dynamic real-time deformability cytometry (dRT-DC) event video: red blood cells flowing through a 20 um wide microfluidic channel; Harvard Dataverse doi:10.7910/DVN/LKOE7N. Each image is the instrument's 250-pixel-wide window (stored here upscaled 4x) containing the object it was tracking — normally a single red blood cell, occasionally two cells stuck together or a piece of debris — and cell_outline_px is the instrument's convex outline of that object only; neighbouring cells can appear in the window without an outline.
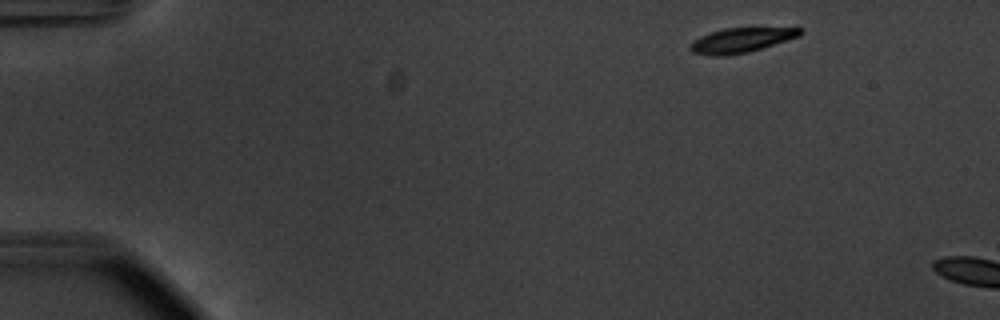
{"species": "common noctule bat (a hibernating species)", "species_latin": "Nyctalus noctula", "temperature_condition": "warm", "stored_images_in_passage": 4, "camera_frame_rate_fps": 3000, "um_per_image_px": 0.085, "animal": {"sex": "male", "body_mass_g": 20.1, "forearm_length_mm": 53.5}, "frame": {"image": 1, "passage_image": 1, "time_ms": 0.0, "image_size_px": [1000, 320], "cell_outline_px": [[804, 32], [800, 36], [748, 52], [724, 56], [712, 56], [692, 52], [688, 48], [688, 44], [700, 36], [724, 28], [804, 28]], "centroid_in_image_um": [62.97, 3.42], "position_along_channel_um": 22.0, "area_um2": 15.78}}